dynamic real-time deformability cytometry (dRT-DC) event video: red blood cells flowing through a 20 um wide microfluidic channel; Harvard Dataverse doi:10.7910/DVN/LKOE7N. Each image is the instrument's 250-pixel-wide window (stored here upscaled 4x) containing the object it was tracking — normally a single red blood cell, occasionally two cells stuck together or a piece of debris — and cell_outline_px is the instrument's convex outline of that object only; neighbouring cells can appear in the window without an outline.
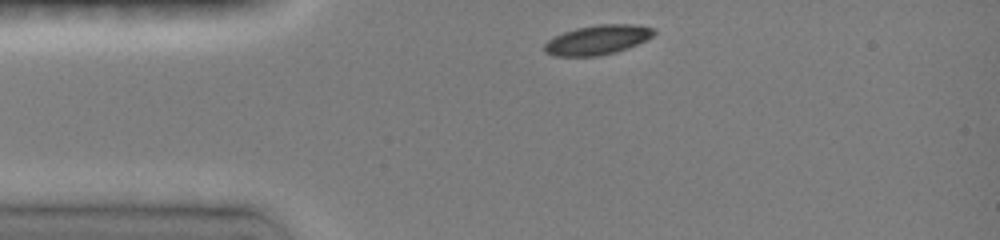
{"species": "common noctule bat (a hibernating species)", "species_latin": "Nyctalus noctula", "temperature_condition": "room temperature", "stored_images_in_passage": 7, "camera_frame_rate_fps": 3000, "um_per_image_px": 0.085, "animal": {"sex": "female", "body_mass_g": 19.0, "forearm_length_mm": 51.5}, "frame": {"image": 1, "passage_image": 1, "time_ms": 0.0, "image_size_px": [1000, 240], "cell_outline_px": [[656, 32], [652, 36], [628, 48], [616, 52], [600, 56], [552, 56], [544, 52], [544, 44], [548, 40], [564, 32], [576, 28], [600, 24], [632, 24], [656, 28]], "centroid_in_image_um": [50.78, 3.39], "position_along_channel_um": 34.2, "area_um2": 18.84}}
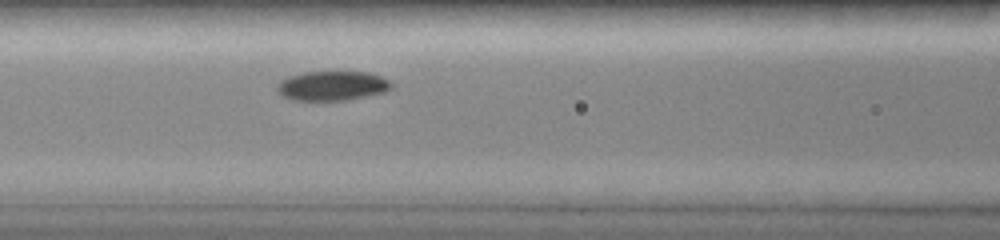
{"frame": {"image": 2, "passage_image": 7, "time_ms": 3.333, "image_size_px": [1000, 240], "cell_outline_px": [[392, 88], [384, 92], [348, 100], [292, 100], [284, 96], [276, 88], [276, 84], [280, 80], [288, 76], [304, 72], [368, 72], [380, 76], [388, 80], [392, 84]], "centroid_in_image_um": [28.23, 7.29], "position_along_channel_um": 138.4, "area_um2": 19.59}}